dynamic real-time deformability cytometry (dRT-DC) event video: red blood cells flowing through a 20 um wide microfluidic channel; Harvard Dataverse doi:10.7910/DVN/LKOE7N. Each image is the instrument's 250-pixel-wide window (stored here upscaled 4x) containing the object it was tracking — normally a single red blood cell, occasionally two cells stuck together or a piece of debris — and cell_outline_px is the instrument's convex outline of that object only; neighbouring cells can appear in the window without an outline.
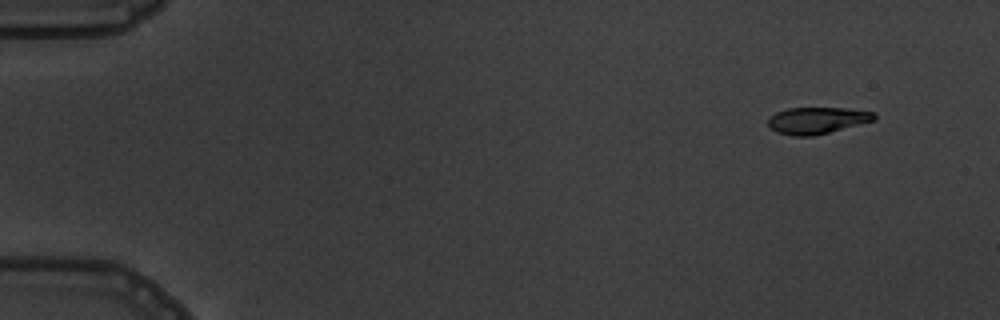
{"species": "common noctule bat (a hibernating species)", "species_latin": "Nyctalus noctula", "temperature_condition": "warm", "stored_images_in_passage": 9, "camera_frame_rate_fps": 3000, "um_per_image_px": 0.085, "animal": {"sex": "male", "body_mass_g": 19.5, "forearm_length_mm": 54.6}, "frame": {"image": 1, "passage_image": 2, "time_ms": 1.0, "image_size_px": [1000, 320], "cell_outline_px": [[876, 120], [812, 136], [792, 136], [776, 132], [768, 124], [768, 116], [776, 112], [788, 108], [844, 108], [876, 112]], "centroid_in_image_um": [69.44, 10.23], "position_along_channel_um": 15.6, "area_um2": 16.47}}
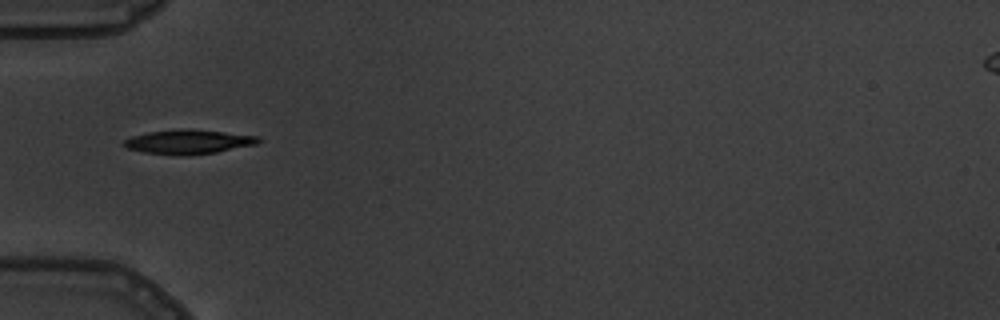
{"frame": {"image": 2, "passage_image": 6, "time_ms": 5.667, "image_size_px": [1000, 320], "cell_outline_px": [[260, 140], [256, 144], [216, 152], [176, 156], [144, 152], [128, 148], [120, 144], [124, 140], [132, 136], [148, 132], [180, 128], [188, 128], [260, 136]], "centroid_in_image_um": [15.98, 12.04], "position_along_channel_um": 69.0, "area_um2": 19.07}}
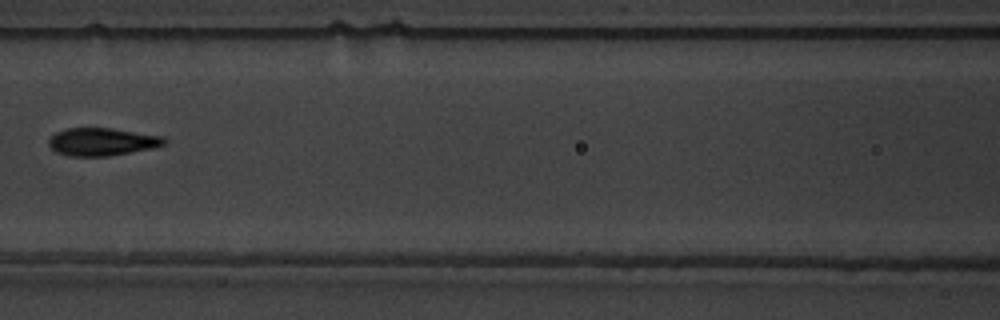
{"frame": {"image": 3, "passage_image": 8, "time_ms": 8.0, "image_size_px": [1000, 320], "cell_outline_px": [[168, 140], [164, 144], [152, 148], [108, 156], [68, 156], [56, 152], [48, 144], [48, 140], [56, 132], [68, 128], [112, 128], [164, 136]], "centroid_in_image_um": [8.68, 12.05], "position_along_channel_um": 157.9, "area_um2": 18.67}}